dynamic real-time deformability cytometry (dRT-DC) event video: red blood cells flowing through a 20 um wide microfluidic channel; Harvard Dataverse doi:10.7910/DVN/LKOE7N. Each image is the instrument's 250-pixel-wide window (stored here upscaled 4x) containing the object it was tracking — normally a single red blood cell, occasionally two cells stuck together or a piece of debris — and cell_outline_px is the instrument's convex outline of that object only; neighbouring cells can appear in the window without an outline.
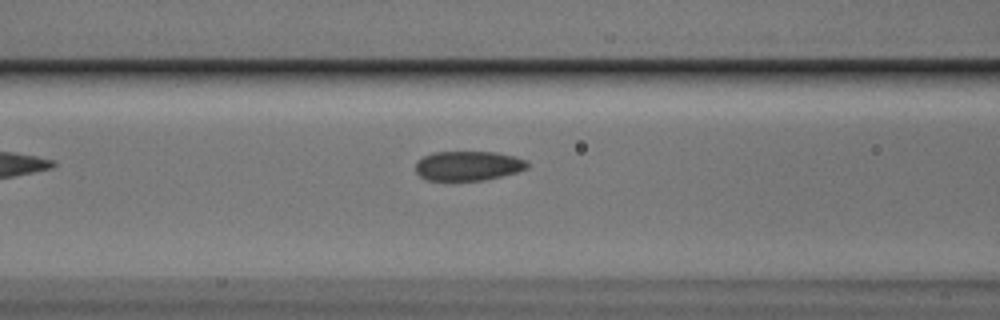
{"species": "Egyptian fruit bat (a non-hibernating species)", "species_latin": "Rousettus aegyptiacus", "temperature_condition": "cold", "stored_images_in_passage": 29, "camera_frame_rate_fps": 3000, "um_per_image_px": 0.085, "animal": {"sex": "male"}, "frame": {"image": 1, "passage_image": 6, "time_ms": 1.667, "image_size_px": [1000, 320], "cell_outline_px": [[528, 168], [516, 172], [484, 180], [428, 180], [420, 176], [416, 172], [416, 160], [424, 156], [436, 152], [496, 152], [512, 156], [524, 160], [528, 164]], "centroid_in_image_um": [39.76, 14.09], "position_along_channel_um": 126.8, "area_um2": 19.02}}
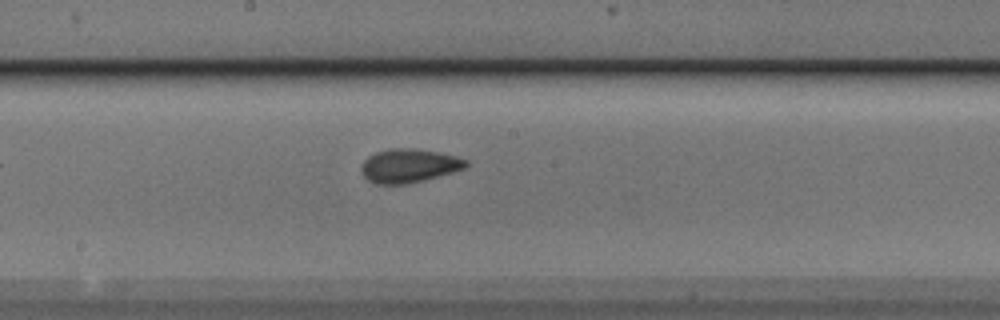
{"frame": {"image": 2, "passage_image": 13, "time_ms": 4.0, "image_size_px": [1000, 320], "cell_outline_px": [[468, 164], [464, 168], [452, 172], [404, 184], [376, 184], [368, 180], [360, 172], [360, 164], [368, 156], [376, 152], [388, 148], [412, 148], [440, 152], [456, 156], [468, 160]], "centroid_in_image_um": [34.71, 14.07], "position_along_channel_um": 213.5, "area_um2": 20.52}}
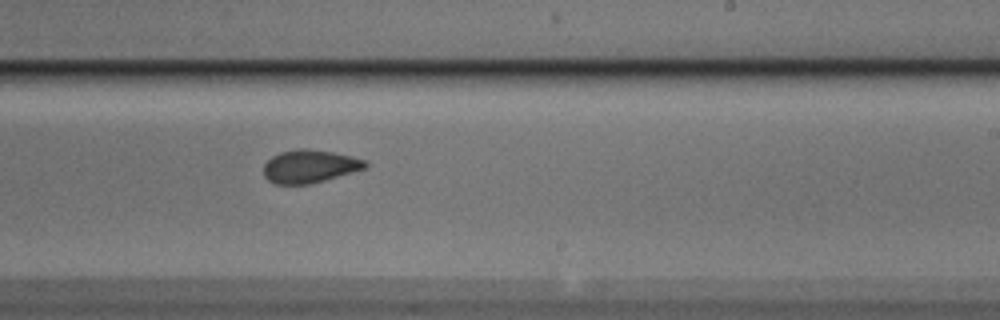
{"frame": {"image": 3, "passage_image": 17, "time_ms": 5.333, "image_size_px": [1000, 320], "cell_outline_px": [[368, 168], [312, 184], [276, 184], [268, 180], [264, 176], [264, 164], [272, 156], [280, 152], [300, 148], [304, 148], [332, 152], [352, 156], [364, 160], [368, 164]], "centroid_in_image_um": [26.34, 14.14], "position_along_channel_um": 262.7, "area_um2": 19.65}}